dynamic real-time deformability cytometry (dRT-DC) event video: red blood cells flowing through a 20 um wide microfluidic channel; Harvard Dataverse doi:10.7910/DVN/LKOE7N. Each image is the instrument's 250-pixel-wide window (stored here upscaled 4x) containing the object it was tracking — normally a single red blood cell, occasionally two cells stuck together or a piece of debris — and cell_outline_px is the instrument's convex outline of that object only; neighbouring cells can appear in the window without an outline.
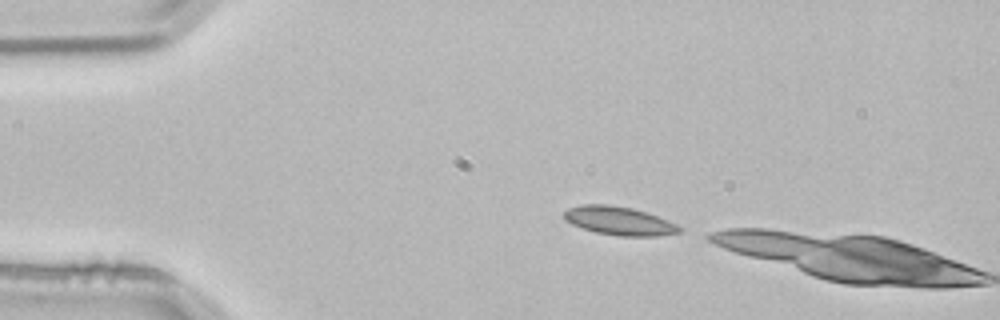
{"species": "common noctule bat (a hibernating species)", "species_latin": "Nyctalus noctula", "temperature_condition": "room temperature", "stored_images_in_passage": 2, "camera_frame_rate_fps": 3000, "um_per_image_px": 0.085, "animal": {"sex": "male", "body_mass_g": 21.5, "forearm_length_mm": 52.0}, "frame": {"image": 1, "passage_image": 1, "time_ms": 0.0, "image_size_px": [1000, 320], "cell_outline_px": [[684, 228], [680, 232], [656, 236], [620, 236], [596, 232], [580, 228], [564, 220], [564, 212], [568, 208], [580, 204], [608, 204], [632, 208], [656, 216], [676, 224]], "centroid_in_image_um": [52.58, 18.77], "position_along_channel_um": 32.4, "area_um2": 19.13}}